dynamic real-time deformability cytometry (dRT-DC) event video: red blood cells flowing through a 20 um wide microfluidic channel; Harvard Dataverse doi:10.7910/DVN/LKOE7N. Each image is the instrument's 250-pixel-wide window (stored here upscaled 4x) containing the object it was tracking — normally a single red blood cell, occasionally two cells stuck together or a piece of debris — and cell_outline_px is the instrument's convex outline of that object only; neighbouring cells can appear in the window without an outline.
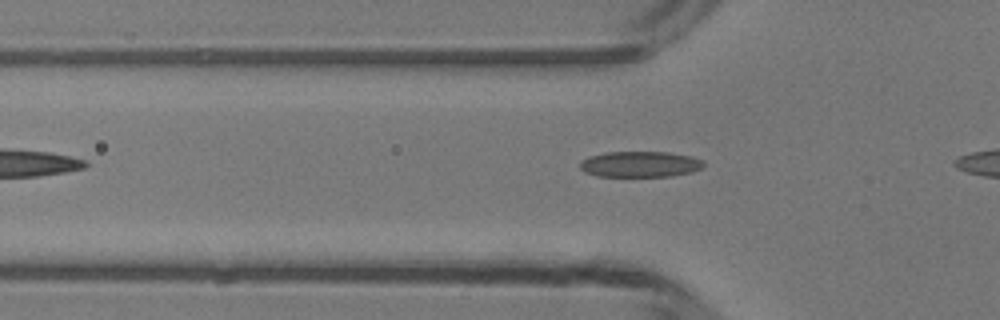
{"species": "common noctule bat (a hibernating species)", "species_latin": "Nyctalus noctula", "temperature_condition": "room temperature", "stored_images_in_passage": 29, "camera_frame_rate_fps": 3000, "um_per_image_px": 0.085, "animal": {"sex": "male", "body_mass_g": 13.3}, "frame": {"image": 1, "passage_image": 6, "time_ms": 1.667, "image_size_px": [1000, 320], "cell_outline_px": [[704, 164], [700, 168], [692, 172], [672, 176], [596, 176], [584, 172], [580, 168], [580, 160], [588, 156], [604, 152], [668, 152], [692, 156], [704, 160]], "centroid_in_image_um": [54.38, 13.95], "position_along_channel_um": 71.4, "area_um2": 18.79}}
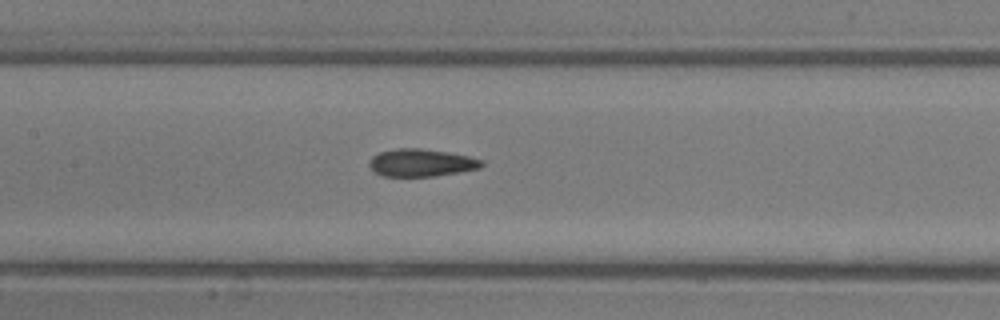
{"frame": {"image": 2, "passage_image": 13, "time_ms": 4.0, "image_size_px": [1000, 320], "cell_outline_px": [[484, 164], [480, 168], [460, 172], [432, 176], [384, 176], [376, 172], [368, 164], [372, 156], [380, 152], [396, 148], [420, 148], [448, 152], [468, 156], [484, 160]], "centroid_in_image_um": [35.83, 13.82], "position_along_channel_um": 171.6, "area_um2": 17.98}}
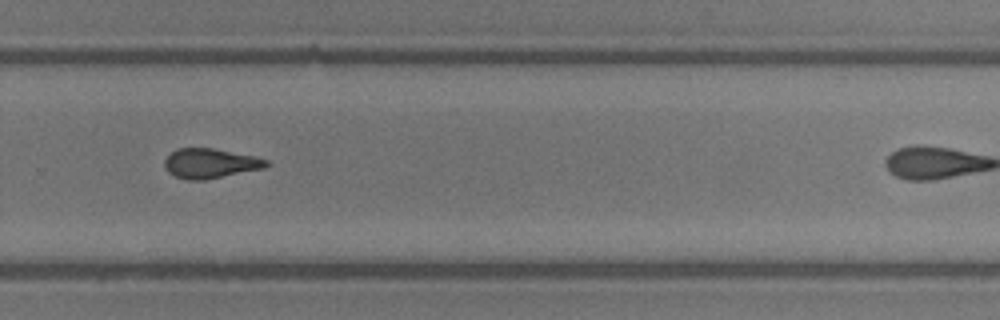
{"frame": {"image": 3, "passage_image": 23, "time_ms": 7.333, "image_size_px": [1000, 320], "cell_outline_px": [[268, 164], [264, 168], [204, 180], [188, 180], [176, 176], [168, 172], [164, 168], [164, 160], [176, 148], [212, 148], [256, 156], [268, 160]], "centroid_in_image_um": [17.85, 13.88], "position_along_channel_um": 311.9, "area_um2": 17.57}}